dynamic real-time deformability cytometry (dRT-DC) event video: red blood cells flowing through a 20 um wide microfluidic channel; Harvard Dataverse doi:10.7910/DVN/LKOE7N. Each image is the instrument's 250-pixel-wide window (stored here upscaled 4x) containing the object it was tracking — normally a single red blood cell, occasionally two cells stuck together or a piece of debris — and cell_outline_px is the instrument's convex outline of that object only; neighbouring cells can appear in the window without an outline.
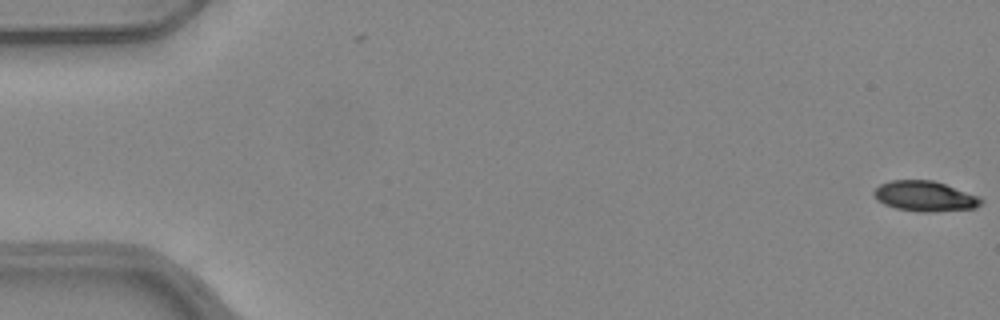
{"species": "common noctule bat (a hibernating species)", "species_latin": "Nyctalus noctula", "temperature_condition": "warm", "stored_images_in_passage": 2, "camera_frame_rate_fps": 3000, "um_per_image_px": 0.085, "animal": {"sex": "female", "body_mass_g": 24.6, "forearm_length_mm": 56.2}, "frame": {"image": 1, "passage_image": 2, "time_ms": 0.333, "image_size_px": [1000, 320], "cell_outline_px": [[984, 200], [976, 208], [932, 212], [920, 212], [896, 208], [884, 204], [876, 200], [872, 192], [880, 184], [892, 180], [932, 180], [980, 196]], "centroid_in_image_um": [78.61, 16.68], "position_along_channel_um": 6.4, "area_um2": 18.96}}